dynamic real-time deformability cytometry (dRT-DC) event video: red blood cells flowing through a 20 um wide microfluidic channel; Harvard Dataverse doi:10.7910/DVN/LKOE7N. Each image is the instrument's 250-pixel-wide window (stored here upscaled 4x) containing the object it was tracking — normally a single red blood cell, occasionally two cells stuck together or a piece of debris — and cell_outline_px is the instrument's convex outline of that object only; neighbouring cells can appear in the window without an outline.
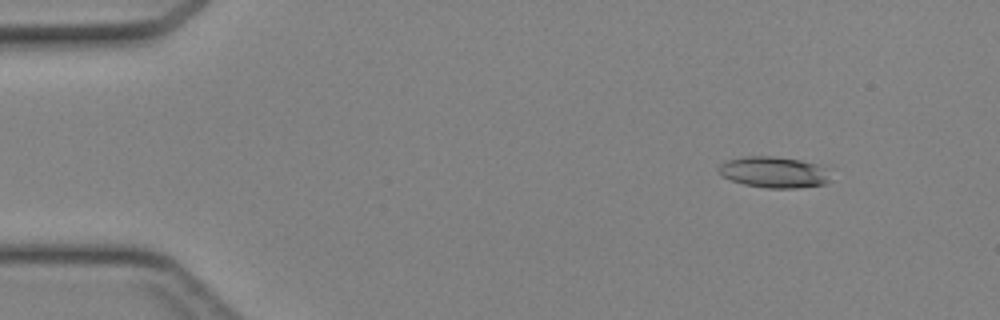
{"species": "Egyptian fruit bat (a non-hibernating species)", "species_latin": "Rousettus aegyptiacus", "temperature_condition": "cold", "stored_images_in_passage": 46, "camera_frame_rate_fps": 3000, "um_per_image_px": 0.085, "animal": {"sex": "female"}, "frame": {"image": 1, "passage_image": 6, "time_ms": 1.667, "image_size_px": [1000, 320], "cell_outline_px": [[828, 180], [824, 184], [796, 188], [764, 188], [744, 184], [720, 176], [716, 168], [720, 164], [728, 160], [744, 156], [772, 156], [800, 160], [812, 164], [820, 168]], "centroid_in_image_um": [65.61, 14.64], "position_along_channel_um": 19.4, "area_um2": 19.77}}
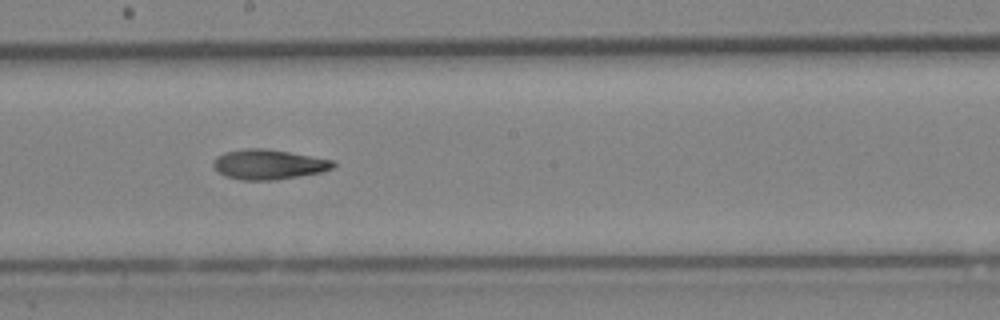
{"frame": {"image": 2, "passage_image": 26, "time_ms": 8.333, "image_size_px": [1000, 320], "cell_outline_px": [[336, 164], [332, 168], [320, 172], [276, 180], [240, 180], [224, 176], [212, 164], [216, 156], [224, 152], [244, 148], [264, 148], [288, 152], [332, 160]], "centroid_in_image_um": [22.78, 13.97], "position_along_channel_um": 225.4, "area_um2": 20.75}}
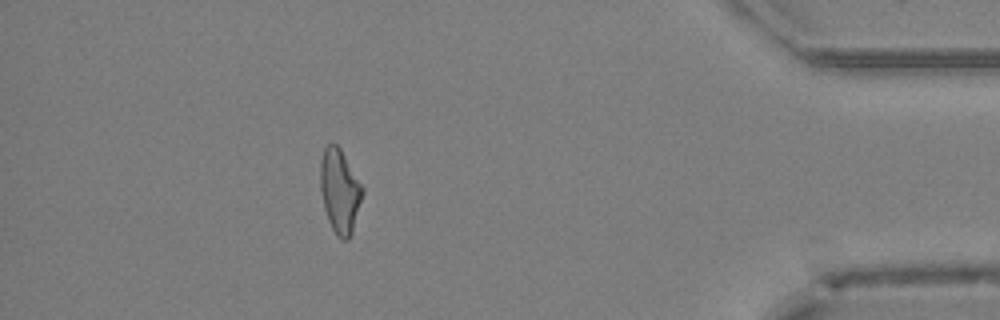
{"frame": {"image": 3, "passage_image": 41, "time_ms": 13.333, "image_size_px": [1000, 320], "cell_outline_px": [[364, 192], [352, 232], [348, 240], [344, 240], [336, 236], [328, 220], [324, 208], [320, 188], [320, 160], [324, 148], [328, 144], [336, 144], [340, 148], [364, 188]], "centroid_in_image_um": [28.88, 16.24], "position_along_channel_um": 406.3, "area_um2": 20.63}}